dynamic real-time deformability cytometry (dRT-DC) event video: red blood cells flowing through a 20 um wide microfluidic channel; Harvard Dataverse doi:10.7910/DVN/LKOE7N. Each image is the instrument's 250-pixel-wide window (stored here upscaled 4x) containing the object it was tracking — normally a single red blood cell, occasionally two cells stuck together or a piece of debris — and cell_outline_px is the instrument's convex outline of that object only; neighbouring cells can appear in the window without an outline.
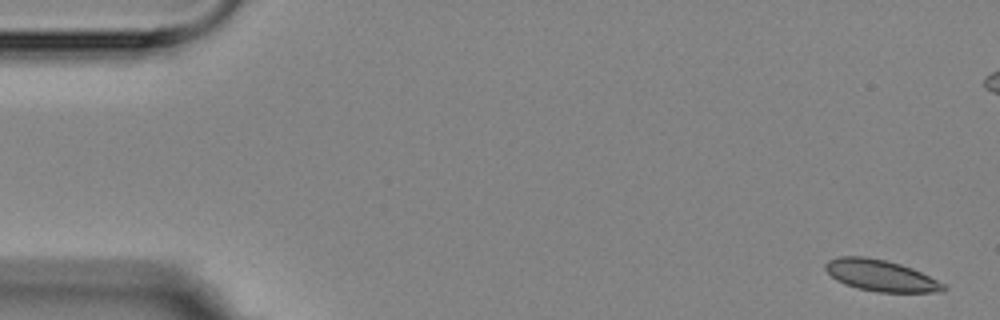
{"species": "Egyptian fruit bat (a non-hibernating species)", "species_latin": "Rousettus aegyptiacus", "temperature_condition": "room temperature", "stored_images_in_passage": 6, "segment_of_instrument_passage": [2, 2], "camera_frame_rate_fps": 3000, "um_per_image_px": 0.085, "animal": {"sex": "female"}, "frame": {"image": 1, "passage_image": 6, "time_ms": 6.0, "image_size_px": [1000, 320], "cell_outline_px": [[948, 288], [944, 292], [880, 292], [860, 288], [844, 284], [836, 280], [824, 268], [824, 264], [828, 260], [840, 256], [864, 256], [884, 260], [900, 264], [912, 268], [944, 284]], "centroid_in_image_um": [74.85, 23.42], "position_along_channel_um": 10.1, "area_um2": 21.39}}